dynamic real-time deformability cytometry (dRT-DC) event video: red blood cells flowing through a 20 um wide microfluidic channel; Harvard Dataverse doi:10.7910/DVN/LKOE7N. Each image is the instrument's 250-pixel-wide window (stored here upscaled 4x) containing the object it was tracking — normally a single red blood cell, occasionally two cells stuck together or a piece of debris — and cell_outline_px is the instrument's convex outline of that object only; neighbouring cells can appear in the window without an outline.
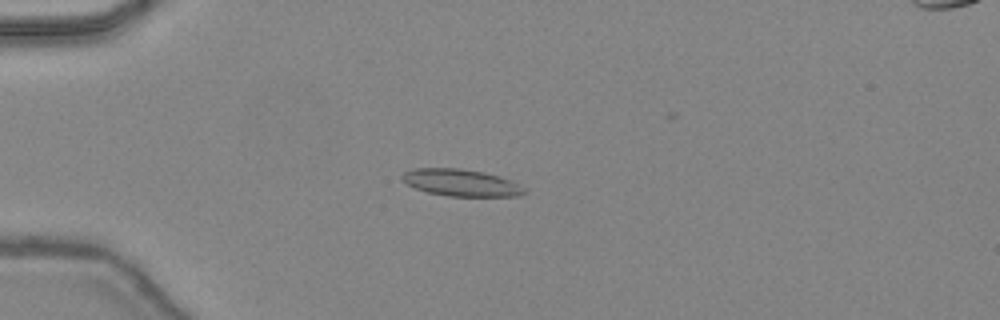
{"species": "common noctule bat (a hibernating species)", "species_latin": "Nyctalus noctula", "temperature_condition": "warm", "stored_images_in_passage": 36, "camera_frame_rate_fps": 3000, "um_per_image_px": 0.085, "animal": {"sex": "female", "body_mass_g": 24.6, "forearm_length_mm": 56.2}, "frame": {"image": 1, "passage_image": 2, "time_ms": 0.333, "image_size_px": [1000, 320], "cell_outline_px": [[528, 192], [520, 196], [448, 196], [428, 192], [416, 188], [408, 184], [400, 176], [404, 172], [412, 168], [460, 168], [484, 172], [500, 176], [512, 180], [524, 188]], "centroid_in_image_um": [39.22, 15.52], "position_along_channel_um": 45.8, "area_um2": 19.25}}
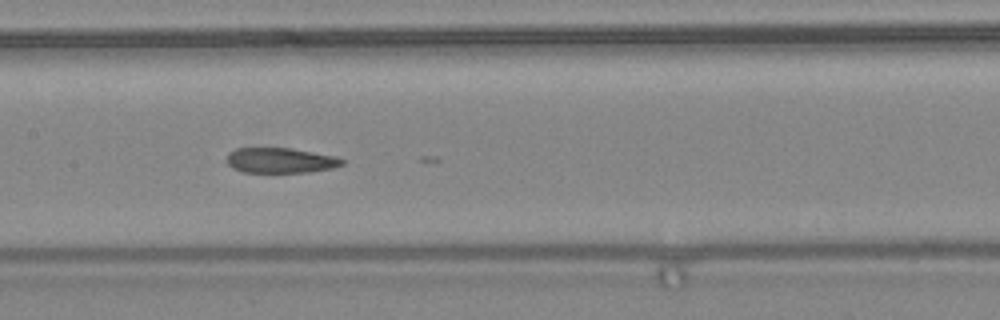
{"frame": {"image": 2, "passage_image": 13, "time_ms": 4.0, "image_size_px": [1000, 320], "cell_outline_px": [[344, 164], [332, 168], [308, 172], [244, 172], [232, 168], [224, 160], [228, 152], [236, 148], [292, 148], [332, 156], [344, 160]], "centroid_in_image_um": [23.76, 13.63], "position_along_channel_um": 183.6, "area_um2": 16.94}}
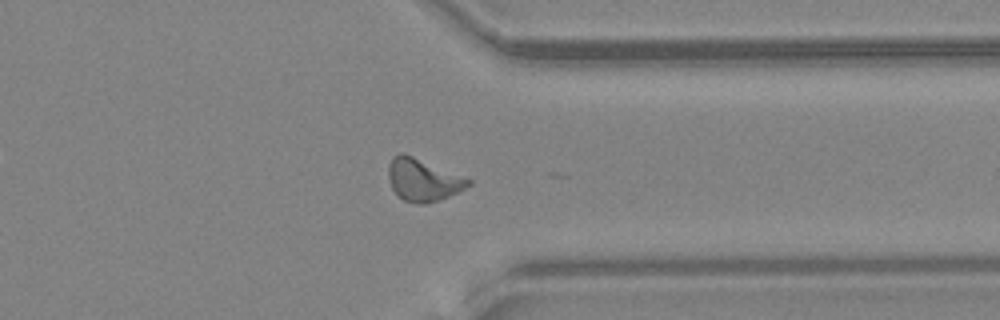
{"frame": {"image": 3, "passage_image": 26, "time_ms": 8.333, "image_size_px": [1000, 320], "cell_outline_px": [[472, 184], [448, 196], [424, 204], [416, 204], [404, 200], [392, 188], [388, 180], [388, 164], [392, 156], [400, 152], [404, 152], [472, 180]], "centroid_in_image_um": [35.91, 15.26], "position_along_channel_um": 375.5, "area_um2": 19.59}, "authors_computed_cell_mechanics": {"area_um2": 18.2648, "velocity_mm_per_s": 4.4907, "shape_relaxation_time_tau1_ms": null, "shape_relaxation_time_tau2_ms": 2.562, "deformation_change_tau1": null, "deformation_change_tau2": 0.0994}}